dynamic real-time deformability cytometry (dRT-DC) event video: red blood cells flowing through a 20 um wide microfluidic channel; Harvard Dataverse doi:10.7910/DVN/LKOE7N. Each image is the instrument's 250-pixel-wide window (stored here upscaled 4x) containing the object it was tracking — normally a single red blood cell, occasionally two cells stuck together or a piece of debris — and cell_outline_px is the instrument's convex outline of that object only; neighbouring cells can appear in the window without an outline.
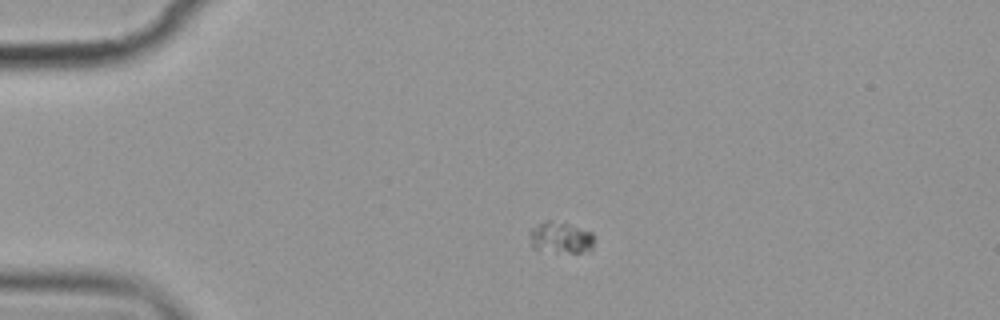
{"species": "common noctule bat (a hibernating species)", "species_latin": "Nyctalus noctula", "temperature_condition": "cold", "stored_images_in_passage": 5, "camera_frame_rate_fps": 3000, "um_per_image_px": 0.085, "animal": {"sex": "female", "body_mass_g": 19.9}, "frame": {"image": 1, "passage_image": 3, "time_ms": 3.0, "image_size_px": [1000, 320], "cell_outline_px": [[592, 252], [556, 252], [532, 248], [528, 232], [532, 228], [548, 220], [552, 220], [568, 224], [592, 232]], "centroid_in_image_um": [47.64, 20.21], "position_along_channel_um": 37.4, "area_um2": 11.73}}
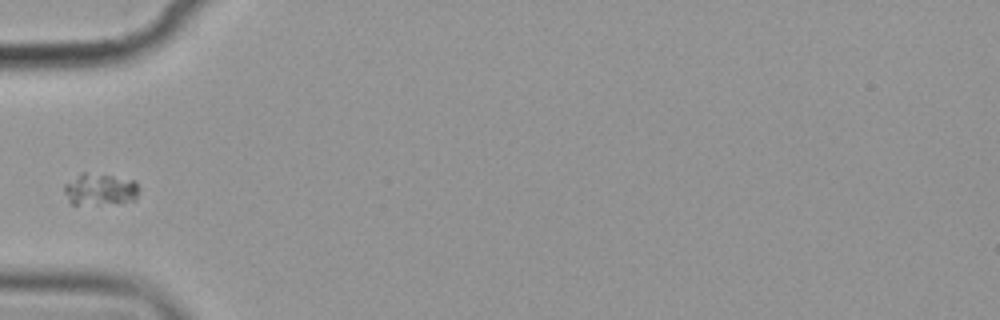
{"frame": {"image": 2, "passage_image": 5, "time_ms": 5.333, "image_size_px": [1000, 320], "cell_outline_px": [[140, 188], [136, 200], [96, 204], [72, 204], [68, 200], [64, 192], [64, 184], [84, 172], [112, 176], [136, 180]], "centroid_in_image_um": [8.53, 16.09], "position_along_channel_um": 76.5, "area_um2": 13.76}}